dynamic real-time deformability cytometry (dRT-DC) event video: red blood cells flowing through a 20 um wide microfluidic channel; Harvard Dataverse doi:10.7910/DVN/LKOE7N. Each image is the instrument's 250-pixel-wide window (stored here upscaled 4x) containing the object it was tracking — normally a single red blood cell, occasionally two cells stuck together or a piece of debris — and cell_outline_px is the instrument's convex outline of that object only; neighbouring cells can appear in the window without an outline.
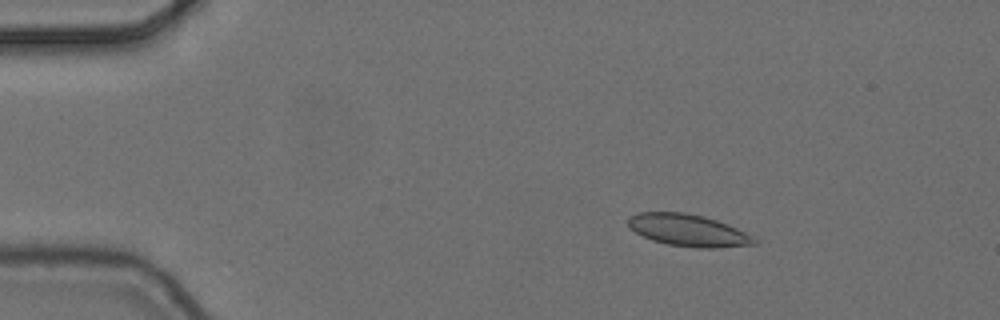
{"species": "common noctule bat (a hibernating species)", "species_latin": "Nyctalus noctula", "temperature_condition": "cold", "stored_images_in_passage": 6, "camera_frame_rate_fps": 3000, "um_per_image_px": 0.085, "animal": {"sex": "female", "body_mass_g": 24.6, "forearm_length_mm": 56.2}, "frame": {"image": 1, "passage_image": 3, "time_ms": 0.667, "image_size_px": [1000, 320], "cell_outline_px": [[756, 244], [716, 248], [696, 248], [668, 244], [652, 240], [636, 232], [628, 224], [628, 216], [640, 212], [684, 212], [704, 216], [728, 224], [752, 236], [756, 240]], "centroid_in_image_um": [58.49, 19.57], "position_along_channel_um": 26.5, "area_um2": 23.35}}
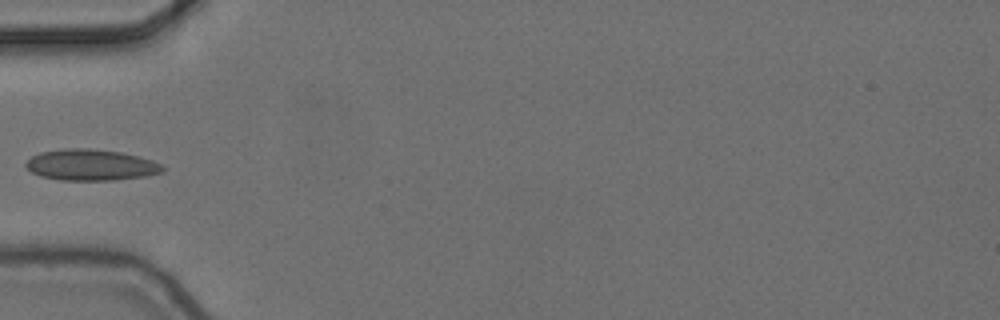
{"frame": {"image": 2, "passage_image": 6, "time_ms": 1.667, "image_size_px": [1000, 320], "cell_outline_px": [[168, 168], [164, 172], [148, 176], [112, 180], [60, 180], [40, 176], [32, 172], [24, 164], [32, 156], [40, 152], [64, 148], [84, 148], [120, 152], [152, 160], [164, 164]], "centroid_in_image_um": [7.78, 14.02], "position_along_channel_um": 77.2, "area_um2": 24.97}}